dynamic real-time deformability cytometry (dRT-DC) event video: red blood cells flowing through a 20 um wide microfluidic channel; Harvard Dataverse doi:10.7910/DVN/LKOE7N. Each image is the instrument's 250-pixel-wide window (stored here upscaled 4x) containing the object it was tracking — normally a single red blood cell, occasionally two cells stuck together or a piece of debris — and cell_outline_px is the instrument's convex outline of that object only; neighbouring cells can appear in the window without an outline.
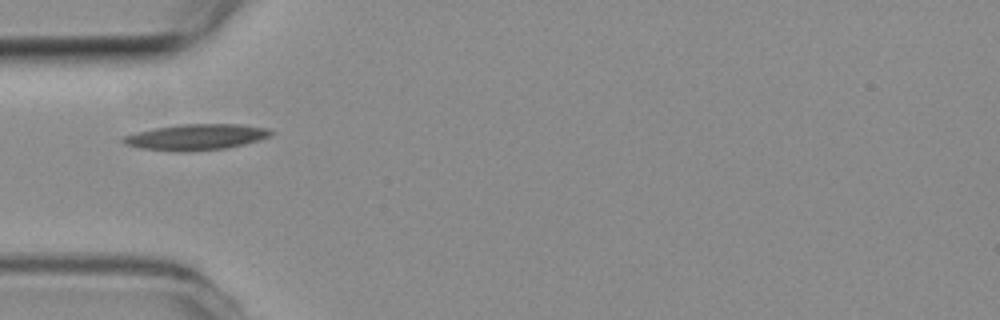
{"species": "common noctule bat (a hibernating species)", "species_latin": "Nyctalus noctula", "temperature_condition": "room temperature", "stored_images_in_passage": 22, "camera_frame_rate_fps": 3000, "um_per_image_px": 0.085, "animal": {"sex": "female", "body_mass_g": 19.3, "forearm_length_mm": 54.1}, "frame": {"image": 1, "passage_image": 1, "time_ms": 0.0, "image_size_px": [1000, 320], "cell_outline_px": [[276, 132], [272, 136], [244, 144], [224, 148], [184, 152], [140, 148], [124, 144], [120, 140], [124, 136], [136, 132], [156, 128], [180, 124], [236, 124], [268, 128]], "centroid_in_image_um": [16.69, 11.64], "position_along_channel_um": 68.3, "area_um2": 22.25}}
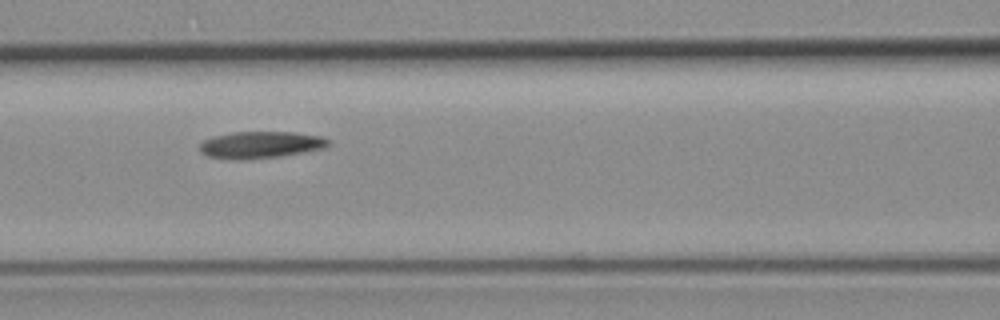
{"frame": {"image": 2, "passage_image": 7, "time_ms": 2.0, "image_size_px": [1000, 320], "cell_outline_px": [[332, 144], [324, 148], [304, 152], [280, 156], [244, 160], [240, 160], [208, 156], [200, 152], [200, 144], [204, 140], [212, 136], [232, 132], [292, 132], [324, 136], [332, 140]], "centroid_in_image_um": [22.2, 12.3], "position_along_channel_um": 144.4, "area_um2": 20.35}}
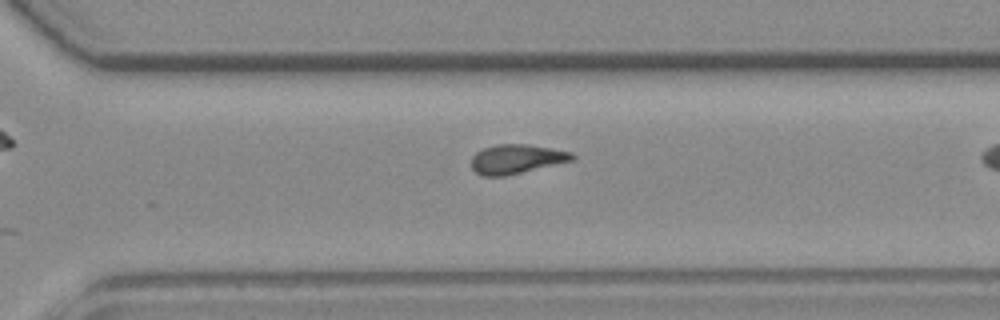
{"frame": {"image": 3, "passage_image": 18, "time_ms": 5.667, "image_size_px": [1000, 320], "cell_outline_px": [[576, 156], [572, 160], [504, 176], [480, 176], [472, 168], [472, 156], [476, 152], [484, 148], [496, 144], [528, 144], [572, 152]], "centroid_in_image_um": [43.87, 13.51], "position_along_channel_um": 326.7, "area_um2": 16.99}, "authors_computed_cell_mechanics": {"area_um2": 17.1955, "velocity_mm_per_s": 3.8298, "shape_relaxation_time_tau1_ms": 3.8476, "shape_relaxation_time_tau2_ms": 2.5978, "deformation_change_tau1": 0.1692, "deformation_change_tau2": 0.1192}}